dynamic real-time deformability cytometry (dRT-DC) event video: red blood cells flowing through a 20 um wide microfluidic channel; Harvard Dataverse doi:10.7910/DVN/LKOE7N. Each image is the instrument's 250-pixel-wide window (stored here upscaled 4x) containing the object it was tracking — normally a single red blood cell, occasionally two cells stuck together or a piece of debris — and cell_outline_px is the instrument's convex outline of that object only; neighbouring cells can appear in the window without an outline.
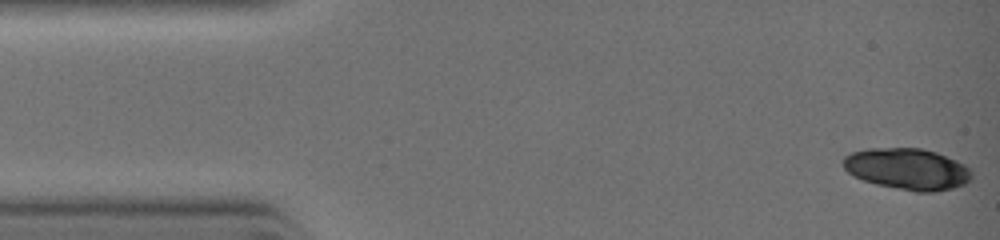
{"species": "common noctule bat (a hibernating species)", "species_latin": "Nyctalus noctula", "temperature_condition": "warm", "stored_images_in_passage": 5, "camera_frame_rate_fps": 3000, "um_per_image_px": 0.085, "animal": {"sex": "female", "body_mass_g": 19.0, "forearm_length_mm": 51.5}, "frame": {"image": 1, "passage_image": 1, "time_ms": 0.0, "image_size_px": [1000, 240], "cell_outline_px": [[972, 176], [964, 184], [952, 188], [932, 192], [916, 192], [876, 184], [864, 180], [848, 172], [844, 168], [844, 156], [852, 152], [868, 148], [920, 148], [936, 152], [964, 164], [968, 168]], "centroid_in_image_um": [77.11, 14.36], "position_along_channel_um": 7.9, "area_um2": 30.63}}
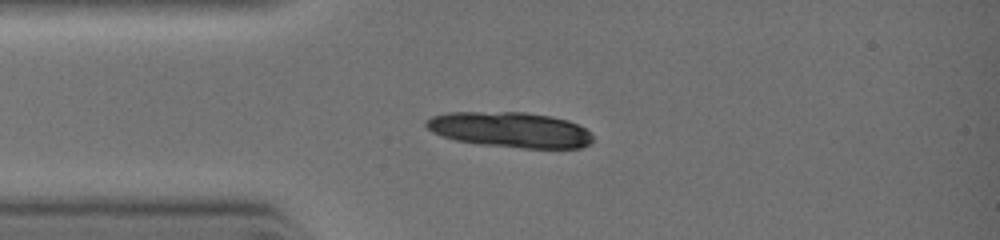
{"frame": {"image": 2, "passage_image": 4, "time_ms": 2.333, "image_size_px": [1000, 240], "cell_outline_px": [[592, 140], [588, 144], [580, 148], [524, 148], [480, 144], [456, 140], [432, 132], [424, 124], [424, 120], [432, 116], [448, 112], [524, 112], [552, 116], [568, 120], [584, 128], [592, 136]], "centroid_in_image_um": [43.33, 11.02], "position_along_channel_um": 41.7, "area_um2": 34.28}}